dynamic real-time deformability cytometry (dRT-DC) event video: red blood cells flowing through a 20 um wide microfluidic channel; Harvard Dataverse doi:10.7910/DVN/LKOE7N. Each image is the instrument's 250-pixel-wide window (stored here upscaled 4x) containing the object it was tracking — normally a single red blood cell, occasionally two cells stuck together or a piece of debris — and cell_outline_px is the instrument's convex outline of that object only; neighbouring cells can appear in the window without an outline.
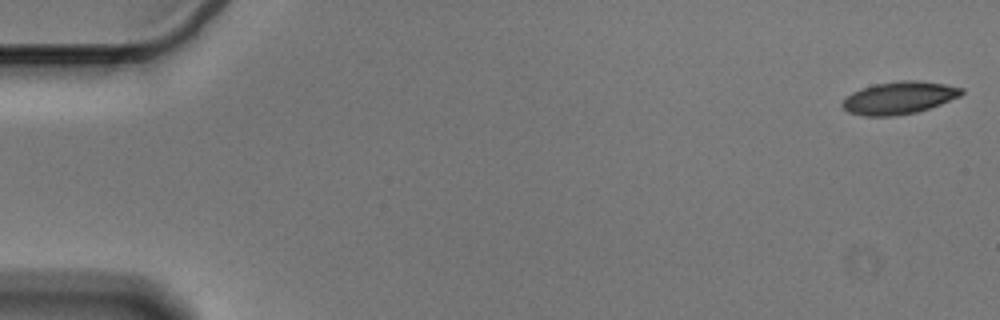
{"species": "Egyptian fruit bat (a non-hibernating species)", "species_latin": "Rousettus aegyptiacus", "temperature_condition": "cold", "stored_images_in_passage": 56, "camera_frame_rate_fps": 3000, "um_per_image_px": 0.085, "animal": {"sex": "male"}, "frame": {"image": 1, "passage_image": 1, "time_ms": 0.0, "image_size_px": [1000, 320], "cell_outline_px": [[964, 92], [960, 96], [940, 104], [916, 112], [892, 116], [864, 116], [848, 112], [840, 104], [852, 92], [860, 88], [876, 84], [900, 80], [916, 80], [944, 84], [964, 88]], "centroid_in_image_um": [76.42, 8.31], "position_along_channel_um": 8.6, "area_um2": 22.43}}
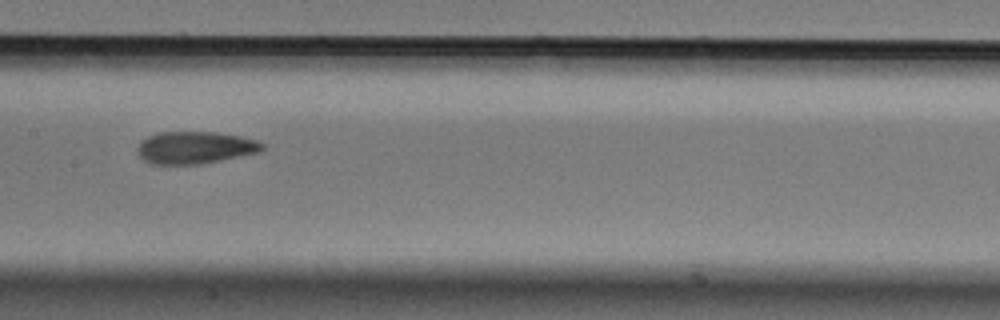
{"frame": {"image": 2, "passage_image": 28, "time_ms": 9.0, "image_size_px": [1000, 320], "cell_outline_px": [[264, 148], [260, 152], [200, 164], [152, 164], [144, 160], [136, 152], [136, 148], [148, 136], [160, 132], [216, 132], [240, 136], [256, 140], [264, 144]], "centroid_in_image_um": [16.58, 12.54], "position_along_channel_um": 190.8, "area_um2": 23.35}}
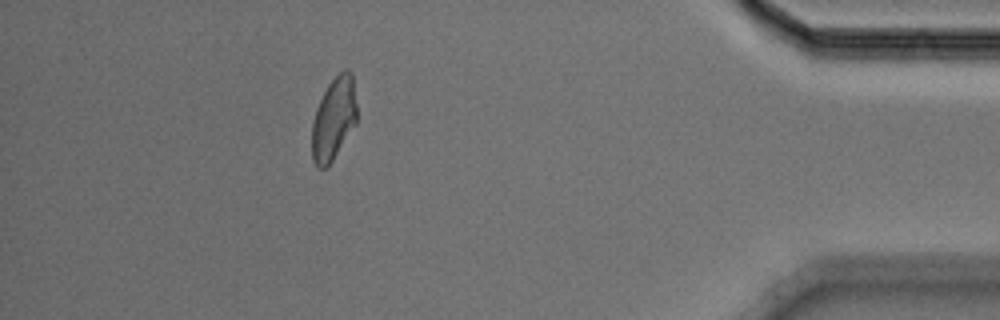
{"frame": {"image": 3, "passage_image": 50, "time_ms": 16.333, "image_size_px": [1000, 320], "cell_outline_px": [[356, 124], [328, 168], [316, 168], [312, 160], [312, 124], [316, 108], [328, 84], [344, 68], [348, 68], [352, 72], [356, 104]], "centroid_in_image_um": [28.36, 10.12], "position_along_channel_um": 406.8, "area_um2": 21.85}, "authors_computed_cell_mechanics": {"area_um2": 22.7732, "velocity_mm_per_s": 3.5785, "shape_relaxation_time_tau1_ms": 4.2425, "shape_relaxation_time_tau2_ms": 3.3429, "deformation_change_tau1": 0.1158, "deformation_change_tau2": 0.0923}}